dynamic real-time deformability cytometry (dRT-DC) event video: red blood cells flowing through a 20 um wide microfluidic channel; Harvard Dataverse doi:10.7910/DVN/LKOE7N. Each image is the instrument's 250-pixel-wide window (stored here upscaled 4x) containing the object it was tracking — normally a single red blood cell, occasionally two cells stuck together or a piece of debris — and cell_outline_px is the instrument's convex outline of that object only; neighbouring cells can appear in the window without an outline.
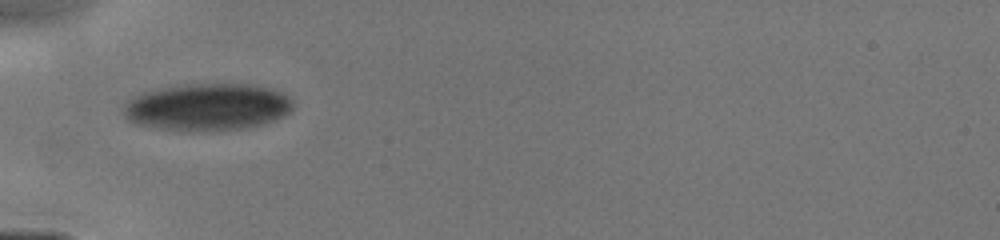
{"species": "human", "species_latin": "Homo sapiens", "temperature_condition": "cold", "stored_images_in_passage": 38, "camera_frame_rate_fps": 3000, "um_per_image_px": 0.085, "donor": {"sex": "male"}, "frame": {"image": 1, "passage_image": 1, "time_ms": 0.0, "image_size_px": [1000, 240], "cell_outline_px": [[292, 112], [284, 116], [264, 124], [248, 128], [160, 128], [140, 124], [128, 120], [124, 116], [124, 104], [132, 96], [144, 92], [184, 84], [248, 84], [268, 88], [284, 92], [292, 100]], "centroid_in_image_um": [17.68, 9.05], "position_along_channel_um": 67.3, "area_um2": 45.49}}
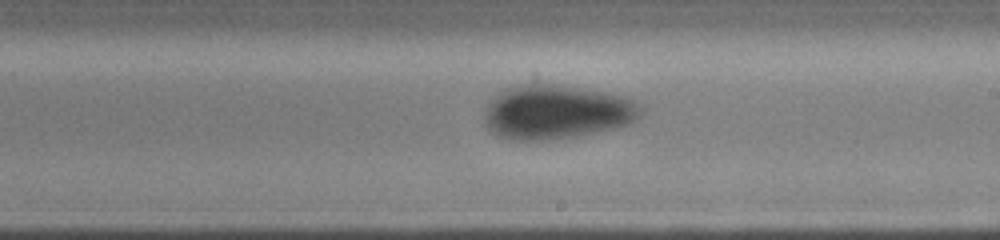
{"frame": {"image": 2, "passage_image": 25, "time_ms": 4.0, "image_size_px": [1000, 240], "cell_outline_px": [[644, 112], [636, 120], [628, 124], [580, 136], [544, 140], [512, 140], [496, 136], [488, 128], [484, 120], [484, 112], [488, 100], [504, 88], [528, 84], [556, 84], [608, 92], [624, 96], [636, 100], [644, 108]], "centroid_in_image_um": [47.31, 9.51], "position_along_channel_um": 241.7, "area_um2": 50.0}}
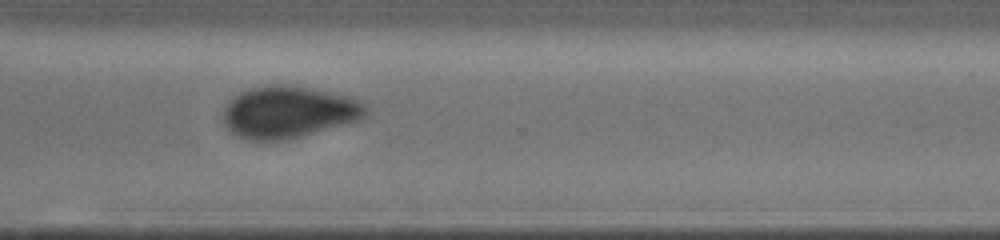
{"frame": {"image": 3, "passage_image": 37, "time_ms": 6.333, "image_size_px": [1000, 240], "cell_outline_px": [[368, 112], [360, 120], [300, 136], [284, 140], [248, 140], [236, 136], [224, 124], [224, 108], [228, 100], [232, 96], [240, 92], [252, 88], [280, 84], [284, 84], [308, 88], [348, 96], [360, 100], [368, 104]], "centroid_in_image_um": [24.53, 9.53], "position_along_channel_um": 346.1, "area_um2": 43.0}}